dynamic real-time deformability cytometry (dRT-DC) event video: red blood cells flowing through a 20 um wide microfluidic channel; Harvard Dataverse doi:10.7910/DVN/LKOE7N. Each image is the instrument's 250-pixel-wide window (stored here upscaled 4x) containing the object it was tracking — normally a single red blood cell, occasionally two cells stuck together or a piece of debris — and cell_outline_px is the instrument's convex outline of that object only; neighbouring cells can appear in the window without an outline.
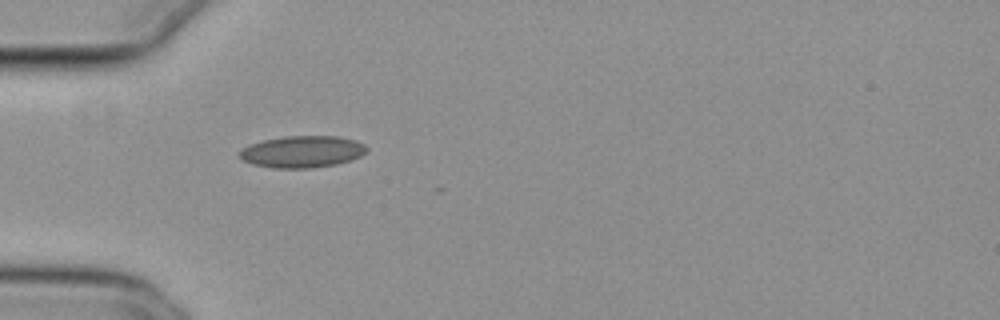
{"species": "common noctule bat (a hibernating species)", "species_latin": "Nyctalus noctula", "temperature_condition": "cold", "stored_images_in_passage": 10, "camera_frame_rate_fps": 3000, "um_per_image_px": 0.085, "animal": {"sex": "female", "body_mass_g": 29.2, "forearm_length_mm": 56.3}, "frame": {"image": 1, "passage_image": 2, "time_ms": 0.333, "image_size_px": [1000, 320], "cell_outline_px": [[368, 148], [360, 156], [336, 164], [312, 168], [272, 168], [252, 164], [240, 160], [240, 148], [248, 144], [264, 140], [284, 136], [340, 136], [356, 140], [364, 144]], "centroid_in_image_um": [25.65, 12.89], "position_along_channel_um": 59.4, "area_um2": 23.7}}
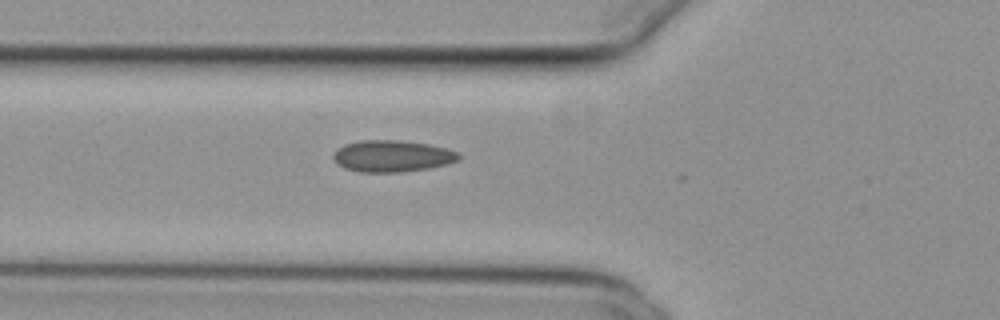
{"frame": {"image": 2, "passage_image": 5, "time_ms": 1.333, "image_size_px": [1000, 320], "cell_outline_px": [[460, 160], [448, 164], [428, 168], [400, 172], [360, 172], [344, 168], [336, 164], [332, 156], [344, 144], [360, 140], [400, 140], [428, 144], [460, 152]], "centroid_in_image_um": [33.34, 13.27], "position_along_channel_um": 92.5, "area_um2": 23.18}}
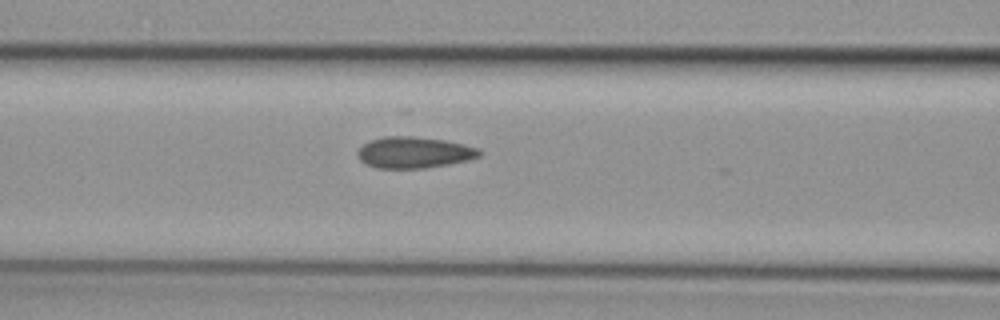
{"frame": {"image": 3, "passage_image": 8, "time_ms": 2.333, "image_size_px": [1000, 320], "cell_outline_px": [[480, 156], [468, 160], [448, 164], [424, 168], [376, 168], [364, 164], [356, 156], [356, 152], [368, 140], [384, 136], [412, 136], [444, 140], [464, 144], [480, 148]], "centroid_in_image_um": [35.15, 12.96], "position_along_channel_um": 131.4, "area_um2": 22.37}}